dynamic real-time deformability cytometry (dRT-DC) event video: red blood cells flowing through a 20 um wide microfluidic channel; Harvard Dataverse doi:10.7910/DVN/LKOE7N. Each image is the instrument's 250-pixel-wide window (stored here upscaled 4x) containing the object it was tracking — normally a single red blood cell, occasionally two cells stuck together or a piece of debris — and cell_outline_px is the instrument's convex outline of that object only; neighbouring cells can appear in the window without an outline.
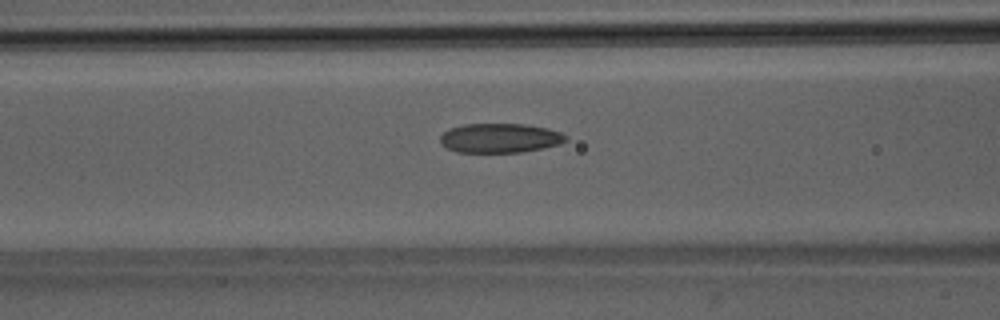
{"species": "Egyptian fruit bat (a non-hibernating species)", "species_latin": "Rousettus aegyptiacus", "temperature_condition": "room temperature", "stored_images_in_passage": 46, "camera_frame_rate_fps": 3000, "um_per_image_px": 0.085, "animal": {"sex": "male"}, "frame": {"image": 1, "passage_image": 16, "time_ms": 5.0, "image_size_px": [1000, 320], "cell_outline_px": [[568, 140], [560, 144], [520, 152], [456, 152], [440, 144], [440, 136], [448, 128], [464, 124], [524, 124], [548, 128], [560, 132], [568, 136]], "centroid_in_image_um": [42.48, 11.73], "position_along_channel_um": 124.1, "area_um2": 21.56}}
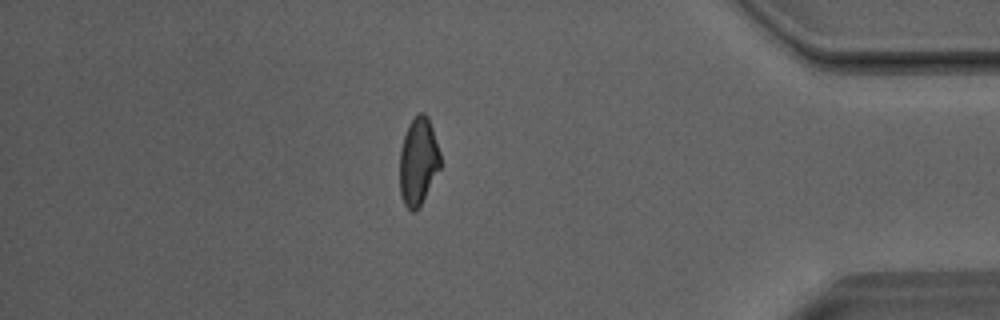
{"frame": {"image": 2, "passage_image": 39, "time_ms": 12.667, "image_size_px": [1000, 320], "cell_outline_px": [[440, 168], [416, 212], [412, 212], [404, 204], [400, 196], [400, 148], [408, 124], [420, 112], [424, 112], [428, 116], [440, 152]], "centroid_in_image_um": [35.54, 13.72], "position_along_channel_um": 399.7, "area_um2": 20.63}}
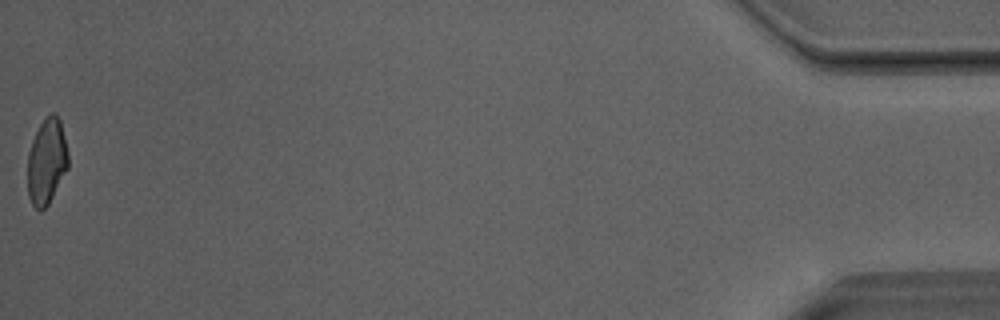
{"frame": {"image": 3, "passage_image": 46, "time_ms": 15.0, "image_size_px": [1000, 320], "cell_outline_px": [[68, 168], [48, 204], [40, 212], [32, 204], [28, 196], [28, 152], [32, 140], [40, 124], [52, 112], [56, 112], [60, 120], [68, 152]], "centroid_in_image_um": [3.97, 13.72], "position_along_channel_um": 431.2, "area_um2": 20.17}, "authors_computed_cell_mechanics": {"area_um2": 21.6172, "velocity_mm_per_s": 4.058, "shape_relaxation_time_tau1_ms": null, "shape_relaxation_time_tau2_ms": 2.0376, "deformation_change_tau1": null, "deformation_change_tau2": 0.1031}}